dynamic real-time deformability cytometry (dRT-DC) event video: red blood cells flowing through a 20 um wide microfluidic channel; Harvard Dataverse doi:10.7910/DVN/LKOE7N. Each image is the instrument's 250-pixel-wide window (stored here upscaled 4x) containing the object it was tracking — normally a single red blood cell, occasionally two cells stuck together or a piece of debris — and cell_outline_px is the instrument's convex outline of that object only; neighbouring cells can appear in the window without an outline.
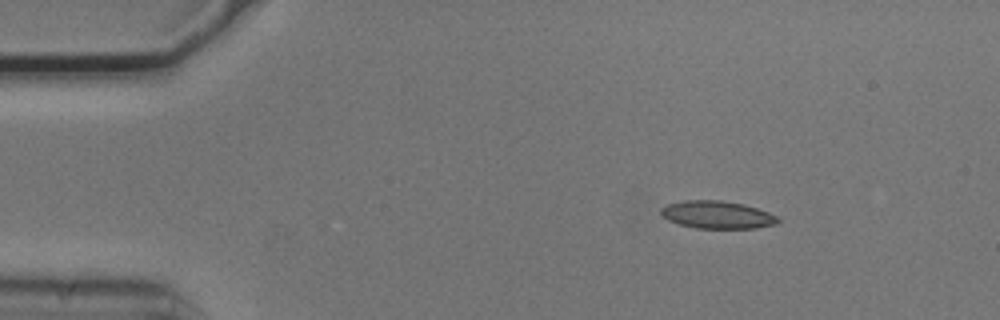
{"species": "common noctule bat (a hibernating species)", "species_latin": "Nyctalus noctula", "temperature_condition": "cold", "stored_images_in_passage": 47, "camera_frame_rate_fps": 3000, "um_per_image_px": 0.085, "animal": {"sex": "male", "body_mass_g": 20.5, "forearm_length_mm": 52.5}, "frame": {"image": 1, "passage_image": 1, "time_ms": 0.0, "image_size_px": [1000, 320], "cell_outline_px": [[780, 220], [776, 224], [756, 228], [696, 228], [680, 224], [668, 220], [660, 212], [660, 208], [668, 204], [684, 200], [720, 200], [744, 204], [768, 212], [776, 216]], "centroid_in_image_um": [60.96, 18.25], "position_along_channel_um": 24.0, "area_um2": 18.73}}
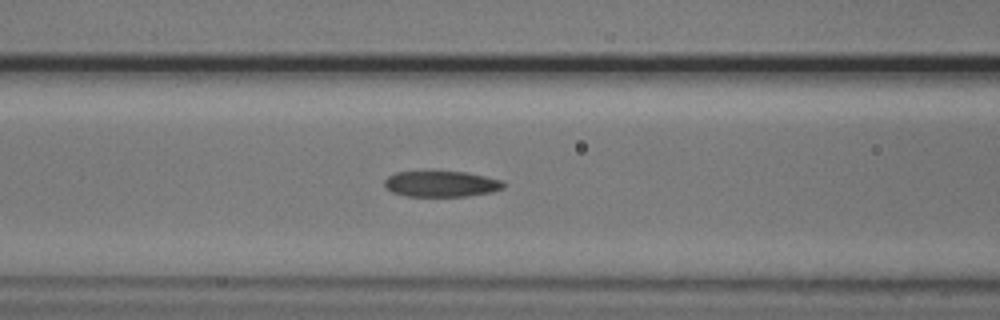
{"frame": {"image": 2, "passage_image": 15, "time_ms": 4.667, "image_size_px": [1000, 320], "cell_outline_px": [[504, 188], [492, 192], [468, 196], [408, 196], [392, 192], [384, 184], [384, 180], [388, 176], [396, 172], [468, 172], [504, 180]], "centroid_in_image_um": [37.56, 15.63], "position_along_channel_um": 129.0, "area_um2": 17.92}}
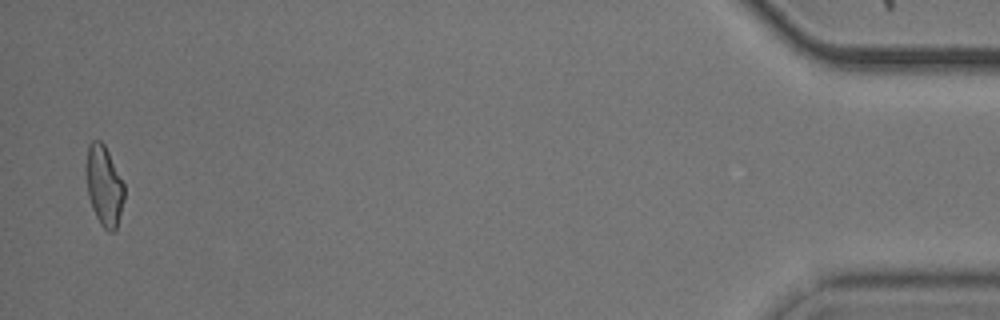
{"frame": {"image": 3, "passage_image": 46, "time_ms": 15.0, "image_size_px": [1000, 320], "cell_outline_px": [[124, 196], [116, 228], [112, 232], [108, 232], [100, 224], [92, 208], [88, 196], [84, 172], [84, 168], [88, 144], [92, 140], [100, 140], [104, 144], [124, 184]], "centroid_in_image_um": [8.8, 15.75], "position_along_channel_um": 426.4, "area_um2": 17.92}, "authors_computed_cell_mechanics": {"area_um2": 18.5538, "velocity_mm_per_s": 3.7268, "shape_relaxation_time_tau1_ms": 3.5205, "shape_relaxation_time_tau2_ms": 2.1927, "deformation_change_tau1": 0.115, "deformation_change_tau2": 0.0982}}